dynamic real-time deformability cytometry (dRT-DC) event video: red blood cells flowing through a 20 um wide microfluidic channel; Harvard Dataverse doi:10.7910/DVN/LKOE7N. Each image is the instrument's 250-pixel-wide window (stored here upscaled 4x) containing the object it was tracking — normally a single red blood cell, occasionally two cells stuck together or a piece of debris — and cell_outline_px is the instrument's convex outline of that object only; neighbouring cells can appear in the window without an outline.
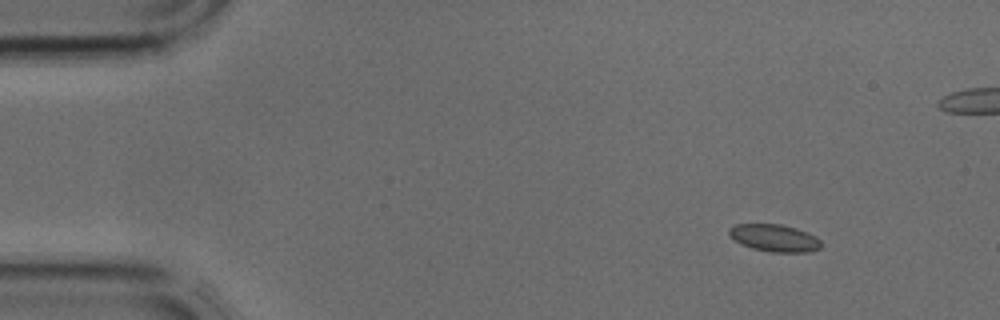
{"species": "common noctule bat (a hibernating species)", "species_latin": "Nyctalus noctula", "temperature_condition": "cold", "stored_images_in_passage": 4, "camera_frame_rate_fps": 3000, "um_per_image_px": 0.085, "animal": {"sex": "male", "body_mass_g": 17.9, "forearm_length_mm": 54.2}, "frame": {"image": 1, "passage_image": 1, "time_ms": 0.0, "image_size_px": [1000, 320], "cell_outline_px": [[820, 248], [808, 252], [772, 252], [752, 248], [740, 244], [728, 232], [728, 228], [736, 224], [780, 224], [796, 228], [808, 232], [816, 236], [820, 240]], "centroid_in_image_um": [65.84, 20.22], "position_along_channel_um": 19.2, "area_um2": 14.57}}